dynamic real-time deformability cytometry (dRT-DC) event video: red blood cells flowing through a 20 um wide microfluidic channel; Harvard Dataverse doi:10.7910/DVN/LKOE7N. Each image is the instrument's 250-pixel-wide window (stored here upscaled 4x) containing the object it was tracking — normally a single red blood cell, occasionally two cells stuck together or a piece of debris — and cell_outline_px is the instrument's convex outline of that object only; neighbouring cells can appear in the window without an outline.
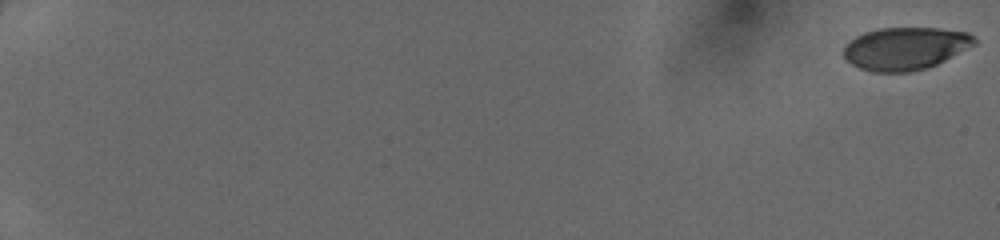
{"species": "human", "species_latin": "Homo sapiens", "temperature_condition": "cold", "stored_images_in_passage": 51, "camera_frame_rate_fps": 3000, "um_per_image_px": 0.085, "donor": {"sex": "female"}, "frame": {"image": 1, "passage_image": 1, "time_ms": 0.0, "image_size_px": [1000, 240], "cell_outline_px": [[976, 44], [936, 64], [924, 68], [908, 72], [872, 72], [860, 68], [844, 60], [844, 48], [848, 40], [864, 32], [880, 28], [940, 28], [968, 32], [976, 40]], "centroid_in_image_um": [76.91, 4.11], "position_along_channel_um": 8.1, "area_um2": 32.43}}
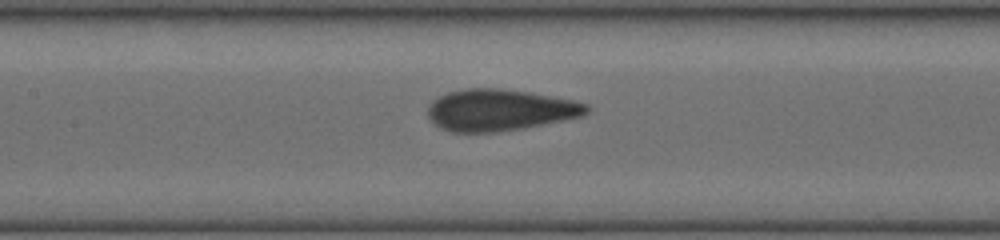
{"frame": {"image": 2, "passage_image": 28, "time_ms": 9.0, "image_size_px": [1000, 240], "cell_outline_px": [[592, 108], [584, 116], [564, 120], [520, 128], [496, 132], [452, 132], [440, 128], [428, 116], [428, 104], [432, 100], [448, 92], [464, 88], [500, 88], [528, 92], [572, 100], [588, 104]], "centroid_in_image_um": [42.48, 9.34], "position_along_channel_um": 164.9, "area_um2": 38.38}}
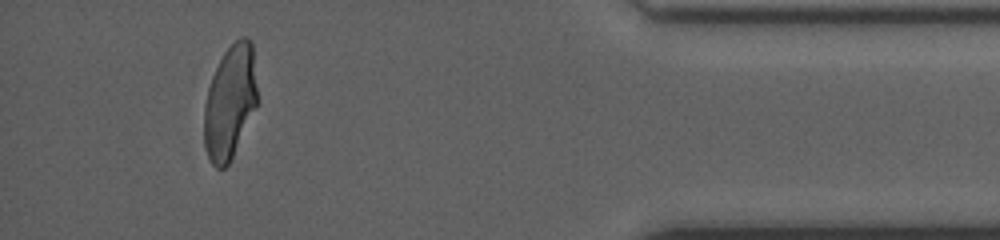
{"frame": {"image": 3, "passage_image": 48, "time_ms": 15.667, "image_size_px": [1000, 240], "cell_outline_px": [[256, 104], [232, 156], [228, 164], [224, 168], [216, 168], [212, 164], [208, 156], [204, 144], [204, 104], [208, 88], [212, 76], [224, 52], [240, 36], [248, 36], [252, 40], [256, 88]], "centroid_in_image_um": [19.52, 8.64], "position_along_channel_um": 415.7, "area_um2": 34.62}}